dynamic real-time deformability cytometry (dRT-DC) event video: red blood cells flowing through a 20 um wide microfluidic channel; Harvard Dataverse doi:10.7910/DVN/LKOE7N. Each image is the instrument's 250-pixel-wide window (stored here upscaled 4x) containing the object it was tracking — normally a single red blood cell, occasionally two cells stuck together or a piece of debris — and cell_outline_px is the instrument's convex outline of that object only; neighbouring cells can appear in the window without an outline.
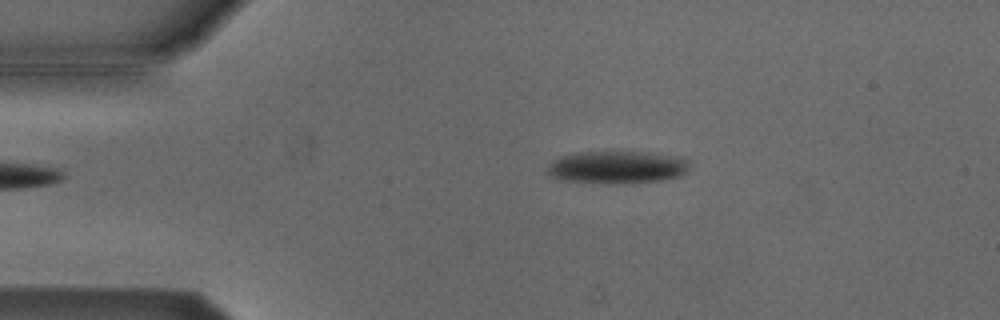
{"species": "Egyptian fruit bat (a non-hibernating species)", "species_latin": "Rousettus aegyptiacus", "temperature_condition": "cold", "stored_images_in_passage": 3, "camera_frame_rate_fps": 3000, "um_per_image_px": 0.085, "animal": {"sex": "male"}, "frame": {"image": 1, "passage_image": 1, "time_ms": 0.0, "image_size_px": [1000, 320], "cell_outline_px": [[692, 164], [680, 176], [664, 180], [608, 184], [564, 180], [552, 176], [548, 172], [548, 164], [560, 156], [580, 152], [644, 152], [672, 156], [692, 160]], "centroid_in_image_um": [52.48, 14.21], "position_along_channel_um": 32.5, "area_um2": 26.88}}
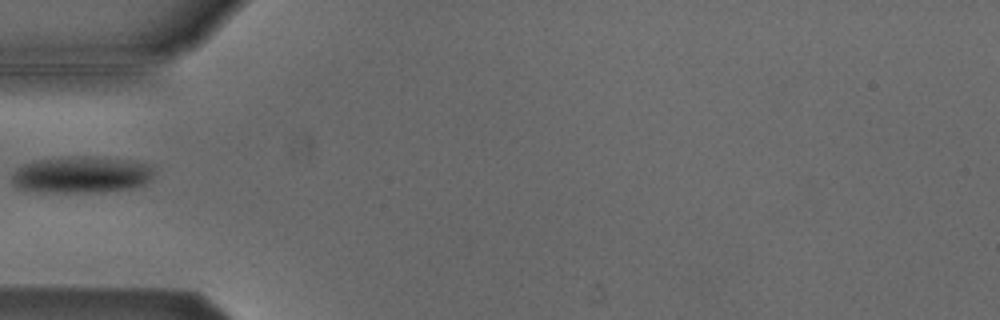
{"frame": {"image": 2, "passage_image": 3, "time_ms": 0.667, "image_size_px": [1000, 320], "cell_outline_px": [[156, 172], [144, 184], [136, 188], [100, 192], [40, 192], [16, 188], [12, 184], [12, 172], [16, 168], [24, 164], [36, 160], [68, 156], [92, 156], [132, 160], [148, 164]], "centroid_in_image_um": [6.91, 14.85], "position_along_channel_um": 78.1, "area_um2": 30.92}}